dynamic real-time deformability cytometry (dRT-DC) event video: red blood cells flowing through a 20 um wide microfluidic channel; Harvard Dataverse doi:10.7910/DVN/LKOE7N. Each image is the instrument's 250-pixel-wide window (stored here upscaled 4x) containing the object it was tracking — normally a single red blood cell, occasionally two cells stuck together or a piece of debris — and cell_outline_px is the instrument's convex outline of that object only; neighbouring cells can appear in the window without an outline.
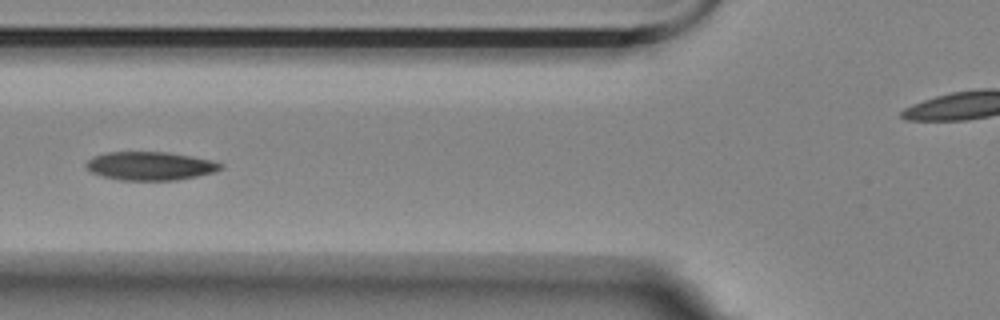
{"species": "Egyptian fruit bat (a non-hibernating species)", "species_latin": "Rousettus aegyptiacus", "temperature_condition": "room temperature", "stored_images_in_passage": 8, "camera_frame_rate_fps": 3000, "um_per_image_px": 0.085, "animal": {"sex": "female"}, "frame": {"image": 1, "passage_image": 6, "time_ms": 1.667, "image_size_px": [1000, 320], "cell_outline_px": [[224, 168], [216, 172], [176, 180], [120, 180], [104, 176], [92, 172], [84, 164], [92, 156], [104, 152], [168, 152], [192, 156], [212, 160], [224, 164]], "centroid_in_image_um": [12.8, 14.09], "position_along_channel_um": 113.0, "area_um2": 22.43}}
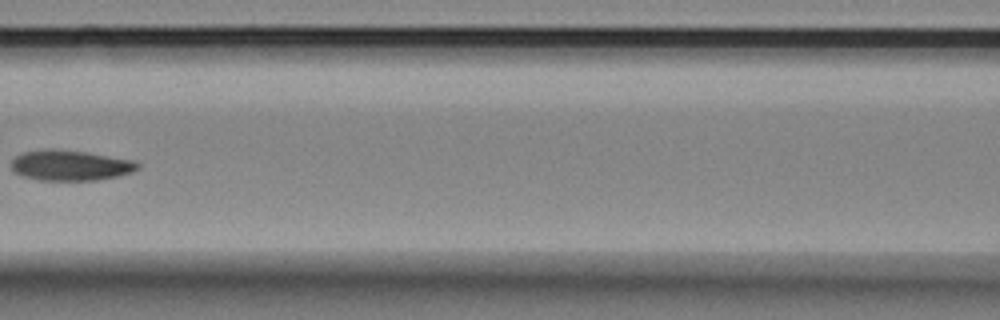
{"frame": {"image": 2, "passage_image": 7, "time_ms": 2.0, "image_size_px": [1000, 320], "cell_outline_px": [[140, 168], [132, 172], [116, 176], [96, 180], [40, 180], [24, 176], [12, 172], [12, 160], [16, 156], [24, 152], [52, 148], [84, 152], [136, 160], [140, 164]], "centroid_in_image_um": [6.0, 14.05], "position_along_channel_um": 160.6, "area_um2": 22.37}}
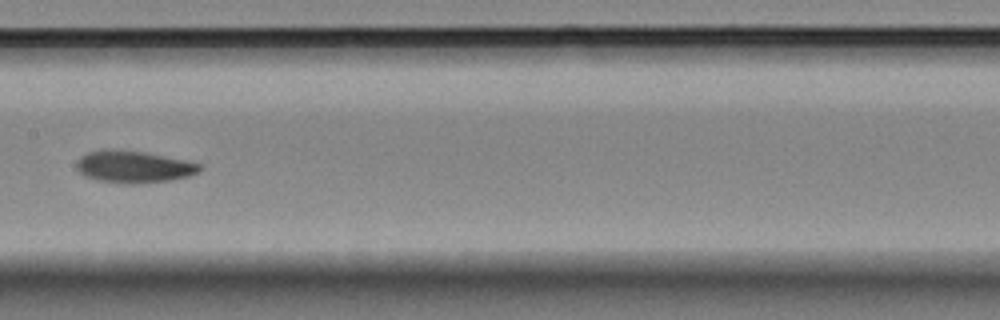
{"frame": {"image": 3, "passage_image": 8, "time_ms": 2.333, "image_size_px": [1000, 320], "cell_outline_px": [[200, 168], [196, 172], [188, 176], [168, 180], [132, 184], [128, 184], [96, 180], [84, 176], [76, 168], [76, 160], [80, 156], [88, 152], [104, 148], [112, 148], [144, 152], [188, 160], [200, 164]], "centroid_in_image_um": [11.29, 14.15], "position_along_channel_um": 196.1, "area_um2": 23.12}}